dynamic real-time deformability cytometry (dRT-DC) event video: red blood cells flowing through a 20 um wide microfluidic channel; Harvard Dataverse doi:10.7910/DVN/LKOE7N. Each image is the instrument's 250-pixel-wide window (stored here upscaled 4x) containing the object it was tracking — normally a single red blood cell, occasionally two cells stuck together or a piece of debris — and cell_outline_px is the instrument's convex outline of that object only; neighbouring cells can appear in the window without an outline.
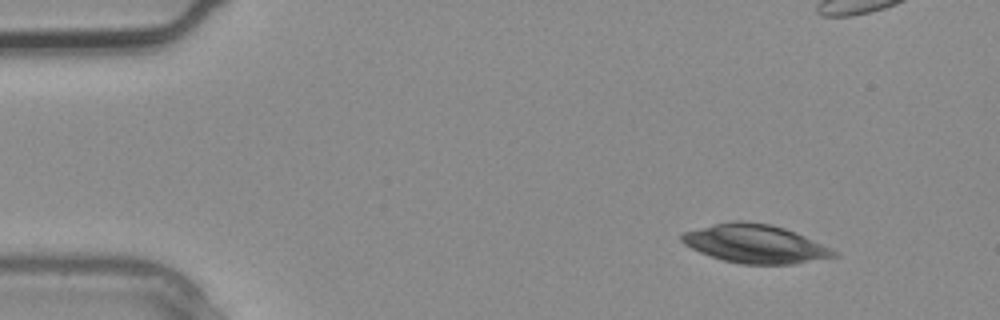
{"species": "common noctule bat (a hibernating species)", "species_latin": "Nyctalus noctula", "temperature_condition": "warm", "stored_images_in_passage": 3, "camera_frame_rate_fps": 3000, "um_per_image_px": 0.085, "animal": {"sex": "male", "body_mass_g": 20.4}, "frame": {"image": 1, "passage_image": 3, "time_ms": 0.667, "image_size_px": [1000, 320], "cell_outline_px": [[840, 256], [792, 264], [740, 264], [724, 260], [700, 252], [684, 244], [680, 240], [680, 236], [684, 232], [712, 224], [732, 220], [744, 220], [772, 224], [784, 228], [804, 236], [836, 252]], "centroid_in_image_um": [64.15, 20.71], "position_along_channel_um": 20.8, "area_um2": 33.87}}